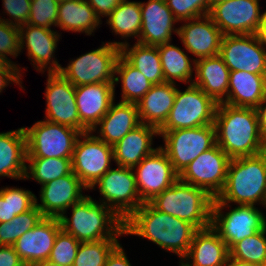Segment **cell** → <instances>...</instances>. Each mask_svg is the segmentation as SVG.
<instances>
[{
  "label": "cell",
  "mask_w": 266,
  "mask_h": 266,
  "mask_svg": "<svg viewBox=\"0 0 266 266\" xmlns=\"http://www.w3.org/2000/svg\"><path fill=\"white\" fill-rule=\"evenodd\" d=\"M214 127L216 144L231 159L266 151L256 108L218 103Z\"/></svg>",
  "instance_id": "obj_1"
},
{
  "label": "cell",
  "mask_w": 266,
  "mask_h": 266,
  "mask_svg": "<svg viewBox=\"0 0 266 266\" xmlns=\"http://www.w3.org/2000/svg\"><path fill=\"white\" fill-rule=\"evenodd\" d=\"M197 230L190 222L160 212L149 202L143 203L124 221L126 235L146 238L178 255L180 261L187 255Z\"/></svg>",
  "instance_id": "obj_2"
},
{
  "label": "cell",
  "mask_w": 266,
  "mask_h": 266,
  "mask_svg": "<svg viewBox=\"0 0 266 266\" xmlns=\"http://www.w3.org/2000/svg\"><path fill=\"white\" fill-rule=\"evenodd\" d=\"M231 202L254 206L259 202L266 207V151L230 160L224 189L212 207L231 208Z\"/></svg>",
  "instance_id": "obj_3"
},
{
  "label": "cell",
  "mask_w": 266,
  "mask_h": 266,
  "mask_svg": "<svg viewBox=\"0 0 266 266\" xmlns=\"http://www.w3.org/2000/svg\"><path fill=\"white\" fill-rule=\"evenodd\" d=\"M72 216L63 214L61 229L80 243L117 239L125 235L124 221L109 207L85 195L72 207Z\"/></svg>",
  "instance_id": "obj_4"
},
{
  "label": "cell",
  "mask_w": 266,
  "mask_h": 266,
  "mask_svg": "<svg viewBox=\"0 0 266 266\" xmlns=\"http://www.w3.org/2000/svg\"><path fill=\"white\" fill-rule=\"evenodd\" d=\"M213 199L204 189L178 179L149 203L160 212L204 229L211 226Z\"/></svg>",
  "instance_id": "obj_5"
},
{
  "label": "cell",
  "mask_w": 266,
  "mask_h": 266,
  "mask_svg": "<svg viewBox=\"0 0 266 266\" xmlns=\"http://www.w3.org/2000/svg\"><path fill=\"white\" fill-rule=\"evenodd\" d=\"M99 48L72 59L59 73L75 87L93 83H114L119 42L102 43Z\"/></svg>",
  "instance_id": "obj_6"
},
{
  "label": "cell",
  "mask_w": 266,
  "mask_h": 266,
  "mask_svg": "<svg viewBox=\"0 0 266 266\" xmlns=\"http://www.w3.org/2000/svg\"><path fill=\"white\" fill-rule=\"evenodd\" d=\"M218 103L198 86L189 84L185 91L177 88L175 102L168 119L159 131L214 125Z\"/></svg>",
  "instance_id": "obj_7"
},
{
  "label": "cell",
  "mask_w": 266,
  "mask_h": 266,
  "mask_svg": "<svg viewBox=\"0 0 266 266\" xmlns=\"http://www.w3.org/2000/svg\"><path fill=\"white\" fill-rule=\"evenodd\" d=\"M23 128L27 158H72L76 140L81 134L77 129L46 120Z\"/></svg>",
  "instance_id": "obj_8"
},
{
  "label": "cell",
  "mask_w": 266,
  "mask_h": 266,
  "mask_svg": "<svg viewBox=\"0 0 266 266\" xmlns=\"http://www.w3.org/2000/svg\"><path fill=\"white\" fill-rule=\"evenodd\" d=\"M159 136L163 137L165 142L164 147L160 146V148L167 154L178 174L201 153L216 144L214 125L159 131Z\"/></svg>",
  "instance_id": "obj_9"
},
{
  "label": "cell",
  "mask_w": 266,
  "mask_h": 266,
  "mask_svg": "<svg viewBox=\"0 0 266 266\" xmlns=\"http://www.w3.org/2000/svg\"><path fill=\"white\" fill-rule=\"evenodd\" d=\"M92 133L88 131L79 135L71 159L72 172L89 190L111 168V160H114L113 146Z\"/></svg>",
  "instance_id": "obj_10"
},
{
  "label": "cell",
  "mask_w": 266,
  "mask_h": 266,
  "mask_svg": "<svg viewBox=\"0 0 266 266\" xmlns=\"http://www.w3.org/2000/svg\"><path fill=\"white\" fill-rule=\"evenodd\" d=\"M98 186L100 203L111 208L125 221L144 202L140 199L133 168H110L91 188Z\"/></svg>",
  "instance_id": "obj_11"
},
{
  "label": "cell",
  "mask_w": 266,
  "mask_h": 266,
  "mask_svg": "<svg viewBox=\"0 0 266 266\" xmlns=\"http://www.w3.org/2000/svg\"><path fill=\"white\" fill-rule=\"evenodd\" d=\"M223 207H212L211 227L218 233L230 250L236 243L266 228L264 213L254 205H237L229 212Z\"/></svg>",
  "instance_id": "obj_12"
},
{
  "label": "cell",
  "mask_w": 266,
  "mask_h": 266,
  "mask_svg": "<svg viewBox=\"0 0 266 266\" xmlns=\"http://www.w3.org/2000/svg\"><path fill=\"white\" fill-rule=\"evenodd\" d=\"M231 158L215 144L201 153L180 174L183 182L204 189L210 196H217L224 189Z\"/></svg>",
  "instance_id": "obj_13"
},
{
  "label": "cell",
  "mask_w": 266,
  "mask_h": 266,
  "mask_svg": "<svg viewBox=\"0 0 266 266\" xmlns=\"http://www.w3.org/2000/svg\"><path fill=\"white\" fill-rule=\"evenodd\" d=\"M219 56L230 71L266 75V47L256 34L223 36Z\"/></svg>",
  "instance_id": "obj_14"
},
{
  "label": "cell",
  "mask_w": 266,
  "mask_h": 266,
  "mask_svg": "<svg viewBox=\"0 0 266 266\" xmlns=\"http://www.w3.org/2000/svg\"><path fill=\"white\" fill-rule=\"evenodd\" d=\"M260 0H225L210 8L209 16L223 35L256 34L263 20Z\"/></svg>",
  "instance_id": "obj_15"
},
{
  "label": "cell",
  "mask_w": 266,
  "mask_h": 266,
  "mask_svg": "<svg viewBox=\"0 0 266 266\" xmlns=\"http://www.w3.org/2000/svg\"><path fill=\"white\" fill-rule=\"evenodd\" d=\"M47 76L45 120L77 129L81 133L88 132L78 116L75 86L59 72H48Z\"/></svg>",
  "instance_id": "obj_16"
},
{
  "label": "cell",
  "mask_w": 266,
  "mask_h": 266,
  "mask_svg": "<svg viewBox=\"0 0 266 266\" xmlns=\"http://www.w3.org/2000/svg\"><path fill=\"white\" fill-rule=\"evenodd\" d=\"M133 171L138 194L144 203L151 201L179 179V174L160 146L134 167Z\"/></svg>",
  "instance_id": "obj_17"
},
{
  "label": "cell",
  "mask_w": 266,
  "mask_h": 266,
  "mask_svg": "<svg viewBox=\"0 0 266 266\" xmlns=\"http://www.w3.org/2000/svg\"><path fill=\"white\" fill-rule=\"evenodd\" d=\"M83 189L87 190L80 179L71 172L69 175L42 185L40 190L41 204L35 197V205L44 217L60 218L67 209L84 197Z\"/></svg>",
  "instance_id": "obj_18"
},
{
  "label": "cell",
  "mask_w": 266,
  "mask_h": 266,
  "mask_svg": "<svg viewBox=\"0 0 266 266\" xmlns=\"http://www.w3.org/2000/svg\"><path fill=\"white\" fill-rule=\"evenodd\" d=\"M185 22L178 27V36L185 50L197 57L194 61L219 55L224 35L209 15Z\"/></svg>",
  "instance_id": "obj_19"
},
{
  "label": "cell",
  "mask_w": 266,
  "mask_h": 266,
  "mask_svg": "<svg viewBox=\"0 0 266 266\" xmlns=\"http://www.w3.org/2000/svg\"><path fill=\"white\" fill-rule=\"evenodd\" d=\"M61 230L59 218L44 217L14 243L15 252L25 266L48 260L57 234Z\"/></svg>",
  "instance_id": "obj_20"
},
{
  "label": "cell",
  "mask_w": 266,
  "mask_h": 266,
  "mask_svg": "<svg viewBox=\"0 0 266 266\" xmlns=\"http://www.w3.org/2000/svg\"><path fill=\"white\" fill-rule=\"evenodd\" d=\"M19 31L20 50L26 46L27 56L33 62L34 68L39 72H45L48 67L47 72L49 73L59 72L62 66L54 57V52L60 38L59 33L51 29L29 24L20 26Z\"/></svg>",
  "instance_id": "obj_21"
},
{
  "label": "cell",
  "mask_w": 266,
  "mask_h": 266,
  "mask_svg": "<svg viewBox=\"0 0 266 266\" xmlns=\"http://www.w3.org/2000/svg\"><path fill=\"white\" fill-rule=\"evenodd\" d=\"M142 25L138 43L158 46L169 43L172 33L178 35V28L174 29V23L178 22L165 0H149L140 2Z\"/></svg>",
  "instance_id": "obj_22"
},
{
  "label": "cell",
  "mask_w": 266,
  "mask_h": 266,
  "mask_svg": "<svg viewBox=\"0 0 266 266\" xmlns=\"http://www.w3.org/2000/svg\"><path fill=\"white\" fill-rule=\"evenodd\" d=\"M114 98V83H93L75 87V99L81 123L92 131L108 112Z\"/></svg>",
  "instance_id": "obj_23"
},
{
  "label": "cell",
  "mask_w": 266,
  "mask_h": 266,
  "mask_svg": "<svg viewBox=\"0 0 266 266\" xmlns=\"http://www.w3.org/2000/svg\"><path fill=\"white\" fill-rule=\"evenodd\" d=\"M229 255L227 244L209 226L195 232L187 255L179 263L183 266H224Z\"/></svg>",
  "instance_id": "obj_24"
},
{
  "label": "cell",
  "mask_w": 266,
  "mask_h": 266,
  "mask_svg": "<svg viewBox=\"0 0 266 266\" xmlns=\"http://www.w3.org/2000/svg\"><path fill=\"white\" fill-rule=\"evenodd\" d=\"M159 135L156 127L140 124L113 146L117 166L134 168L157 148H152L153 137Z\"/></svg>",
  "instance_id": "obj_25"
},
{
  "label": "cell",
  "mask_w": 266,
  "mask_h": 266,
  "mask_svg": "<svg viewBox=\"0 0 266 266\" xmlns=\"http://www.w3.org/2000/svg\"><path fill=\"white\" fill-rule=\"evenodd\" d=\"M140 124L136 103L120 101L115 104L113 101L108 112L102 117L97 126L93 128L92 132L100 129L97 137L106 144L114 146L127 133L134 130Z\"/></svg>",
  "instance_id": "obj_26"
},
{
  "label": "cell",
  "mask_w": 266,
  "mask_h": 266,
  "mask_svg": "<svg viewBox=\"0 0 266 266\" xmlns=\"http://www.w3.org/2000/svg\"><path fill=\"white\" fill-rule=\"evenodd\" d=\"M176 83L153 85L137 103L140 123L156 127L164 125L175 102Z\"/></svg>",
  "instance_id": "obj_27"
},
{
  "label": "cell",
  "mask_w": 266,
  "mask_h": 266,
  "mask_svg": "<svg viewBox=\"0 0 266 266\" xmlns=\"http://www.w3.org/2000/svg\"><path fill=\"white\" fill-rule=\"evenodd\" d=\"M194 68L193 84L217 103H222L228 96L230 74L223 59L219 55L198 59L195 60Z\"/></svg>",
  "instance_id": "obj_28"
},
{
  "label": "cell",
  "mask_w": 266,
  "mask_h": 266,
  "mask_svg": "<svg viewBox=\"0 0 266 266\" xmlns=\"http://www.w3.org/2000/svg\"><path fill=\"white\" fill-rule=\"evenodd\" d=\"M266 94V75L230 71L228 96L222 102L236 107L257 108Z\"/></svg>",
  "instance_id": "obj_29"
},
{
  "label": "cell",
  "mask_w": 266,
  "mask_h": 266,
  "mask_svg": "<svg viewBox=\"0 0 266 266\" xmlns=\"http://www.w3.org/2000/svg\"><path fill=\"white\" fill-rule=\"evenodd\" d=\"M26 158V134L23 127L0 133V177L23 180Z\"/></svg>",
  "instance_id": "obj_30"
},
{
  "label": "cell",
  "mask_w": 266,
  "mask_h": 266,
  "mask_svg": "<svg viewBox=\"0 0 266 266\" xmlns=\"http://www.w3.org/2000/svg\"><path fill=\"white\" fill-rule=\"evenodd\" d=\"M101 22L86 0H65L58 5L56 26L63 31L91 35Z\"/></svg>",
  "instance_id": "obj_31"
},
{
  "label": "cell",
  "mask_w": 266,
  "mask_h": 266,
  "mask_svg": "<svg viewBox=\"0 0 266 266\" xmlns=\"http://www.w3.org/2000/svg\"><path fill=\"white\" fill-rule=\"evenodd\" d=\"M119 47L120 54L153 85L165 82L157 46L136 42L129 48L128 42H119Z\"/></svg>",
  "instance_id": "obj_32"
},
{
  "label": "cell",
  "mask_w": 266,
  "mask_h": 266,
  "mask_svg": "<svg viewBox=\"0 0 266 266\" xmlns=\"http://www.w3.org/2000/svg\"><path fill=\"white\" fill-rule=\"evenodd\" d=\"M170 43L157 46L165 82L175 83L174 80H178L193 84L192 75L195 68L192 67L195 66V61L192 60V64L190 57L181 48Z\"/></svg>",
  "instance_id": "obj_33"
},
{
  "label": "cell",
  "mask_w": 266,
  "mask_h": 266,
  "mask_svg": "<svg viewBox=\"0 0 266 266\" xmlns=\"http://www.w3.org/2000/svg\"><path fill=\"white\" fill-rule=\"evenodd\" d=\"M114 84L122 83L121 102L138 103L153 84L121 54L115 64ZM120 80V81H119Z\"/></svg>",
  "instance_id": "obj_34"
},
{
  "label": "cell",
  "mask_w": 266,
  "mask_h": 266,
  "mask_svg": "<svg viewBox=\"0 0 266 266\" xmlns=\"http://www.w3.org/2000/svg\"><path fill=\"white\" fill-rule=\"evenodd\" d=\"M106 23L121 38L136 37L138 42L142 25L140 2L123 0L108 16Z\"/></svg>",
  "instance_id": "obj_35"
},
{
  "label": "cell",
  "mask_w": 266,
  "mask_h": 266,
  "mask_svg": "<svg viewBox=\"0 0 266 266\" xmlns=\"http://www.w3.org/2000/svg\"><path fill=\"white\" fill-rule=\"evenodd\" d=\"M72 158H26L24 180H36L41 186L72 172ZM29 171V172H28Z\"/></svg>",
  "instance_id": "obj_36"
},
{
  "label": "cell",
  "mask_w": 266,
  "mask_h": 266,
  "mask_svg": "<svg viewBox=\"0 0 266 266\" xmlns=\"http://www.w3.org/2000/svg\"><path fill=\"white\" fill-rule=\"evenodd\" d=\"M35 194L23 188L0 189V223L10 222L16 215L30 210L35 205Z\"/></svg>",
  "instance_id": "obj_37"
},
{
  "label": "cell",
  "mask_w": 266,
  "mask_h": 266,
  "mask_svg": "<svg viewBox=\"0 0 266 266\" xmlns=\"http://www.w3.org/2000/svg\"><path fill=\"white\" fill-rule=\"evenodd\" d=\"M44 218L34 205L30 210L16 215L10 222L0 223V246H13L27 231L35 227Z\"/></svg>",
  "instance_id": "obj_38"
},
{
  "label": "cell",
  "mask_w": 266,
  "mask_h": 266,
  "mask_svg": "<svg viewBox=\"0 0 266 266\" xmlns=\"http://www.w3.org/2000/svg\"><path fill=\"white\" fill-rule=\"evenodd\" d=\"M119 244L118 239L82 242L73 266H104L108 256Z\"/></svg>",
  "instance_id": "obj_39"
},
{
  "label": "cell",
  "mask_w": 266,
  "mask_h": 266,
  "mask_svg": "<svg viewBox=\"0 0 266 266\" xmlns=\"http://www.w3.org/2000/svg\"><path fill=\"white\" fill-rule=\"evenodd\" d=\"M266 228L236 243L230 256L244 262L266 266Z\"/></svg>",
  "instance_id": "obj_40"
},
{
  "label": "cell",
  "mask_w": 266,
  "mask_h": 266,
  "mask_svg": "<svg viewBox=\"0 0 266 266\" xmlns=\"http://www.w3.org/2000/svg\"><path fill=\"white\" fill-rule=\"evenodd\" d=\"M80 242L61 230L55 239L48 260L60 266H73Z\"/></svg>",
  "instance_id": "obj_41"
},
{
  "label": "cell",
  "mask_w": 266,
  "mask_h": 266,
  "mask_svg": "<svg viewBox=\"0 0 266 266\" xmlns=\"http://www.w3.org/2000/svg\"><path fill=\"white\" fill-rule=\"evenodd\" d=\"M58 5L55 0H31V10L27 24L51 29L56 27Z\"/></svg>",
  "instance_id": "obj_42"
},
{
  "label": "cell",
  "mask_w": 266,
  "mask_h": 266,
  "mask_svg": "<svg viewBox=\"0 0 266 266\" xmlns=\"http://www.w3.org/2000/svg\"><path fill=\"white\" fill-rule=\"evenodd\" d=\"M165 2L178 22L205 16L210 12L206 0H165Z\"/></svg>",
  "instance_id": "obj_43"
},
{
  "label": "cell",
  "mask_w": 266,
  "mask_h": 266,
  "mask_svg": "<svg viewBox=\"0 0 266 266\" xmlns=\"http://www.w3.org/2000/svg\"><path fill=\"white\" fill-rule=\"evenodd\" d=\"M20 52L19 27L0 20V54L16 58Z\"/></svg>",
  "instance_id": "obj_44"
},
{
  "label": "cell",
  "mask_w": 266,
  "mask_h": 266,
  "mask_svg": "<svg viewBox=\"0 0 266 266\" xmlns=\"http://www.w3.org/2000/svg\"><path fill=\"white\" fill-rule=\"evenodd\" d=\"M2 2L4 10L6 11L5 13L12 19L0 18L1 21H5L17 27L27 24L31 10V0H3Z\"/></svg>",
  "instance_id": "obj_45"
},
{
  "label": "cell",
  "mask_w": 266,
  "mask_h": 266,
  "mask_svg": "<svg viewBox=\"0 0 266 266\" xmlns=\"http://www.w3.org/2000/svg\"><path fill=\"white\" fill-rule=\"evenodd\" d=\"M88 4L94 9L97 16L108 17L111 12L123 1V0H86ZM101 16V17H100Z\"/></svg>",
  "instance_id": "obj_46"
},
{
  "label": "cell",
  "mask_w": 266,
  "mask_h": 266,
  "mask_svg": "<svg viewBox=\"0 0 266 266\" xmlns=\"http://www.w3.org/2000/svg\"><path fill=\"white\" fill-rule=\"evenodd\" d=\"M0 266H25L13 246H0Z\"/></svg>",
  "instance_id": "obj_47"
},
{
  "label": "cell",
  "mask_w": 266,
  "mask_h": 266,
  "mask_svg": "<svg viewBox=\"0 0 266 266\" xmlns=\"http://www.w3.org/2000/svg\"><path fill=\"white\" fill-rule=\"evenodd\" d=\"M104 266H132L123 250V247L119 244L112 253L108 256L106 264Z\"/></svg>",
  "instance_id": "obj_48"
},
{
  "label": "cell",
  "mask_w": 266,
  "mask_h": 266,
  "mask_svg": "<svg viewBox=\"0 0 266 266\" xmlns=\"http://www.w3.org/2000/svg\"><path fill=\"white\" fill-rule=\"evenodd\" d=\"M21 77L22 75L20 71H0V93L12 81L23 88L21 84Z\"/></svg>",
  "instance_id": "obj_49"
},
{
  "label": "cell",
  "mask_w": 266,
  "mask_h": 266,
  "mask_svg": "<svg viewBox=\"0 0 266 266\" xmlns=\"http://www.w3.org/2000/svg\"><path fill=\"white\" fill-rule=\"evenodd\" d=\"M256 109L258 112L261 133L266 142V94L264 99Z\"/></svg>",
  "instance_id": "obj_50"
},
{
  "label": "cell",
  "mask_w": 266,
  "mask_h": 266,
  "mask_svg": "<svg viewBox=\"0 0 266 266\" xmlns=\"http://www.w3.org/2000/svg\"><path fill=\"white\" fill-rule=\"evenodd\" d=\"M17 65L8 57L0 54V71H21Z\"/></svg>",
  "instance_id": "obj_51"
},
{
  "label": "cell",
  "mask_w": 266,
  "mask_h": 266,
  "mask_svg": "<svg viewBox=\"0 0 266 266\" xmlns=\"http://www.w3.org/2000/svg\"><path fill=\"white\" fill-rule=\"evenodd\" d=\"M256 35L260 43L266 47V11L263 13V20Z\"/></svg>",
  "instance_id": "obj_52"
},
{
  "label": "cell",
  "mask_w": 266,
  "mask_h": 266,
  "mask_svg": "<svg viewBox=\"0 0 266 266\" xmlns=\"http://www.w3.org/2000/svg\"><path fill=\"white\" fill-rule=\"evenodd\" d=\"M224 266H262L256 263L244 262L237 260L229 255L226 264Z\"/></svg>",
  "instance_id": "obj_53"
},
{
  "label": "cell",
  "mask_w": 266,
  "mask_h": 266,
  "mask_svg": "<svg viewBox=\"0 0 266 266\" xmlns=\"http://www.w3.org/2000/svg\"><path fill=\"white\" fill-rule=\"evenodd\" d=\"M32 266H60V265H57L56 263H53L50 260H45L42 262L35 263Z\"/></svg>",
  "instance_id": "obj_54"
},
{
  "label": "cell",
  "mask_w": 266,
  "mask_h": 266,
  "mask_svg": "<svg viewBox=\"0 0 266 266\" xmlns=\"http://www.w3.org/2000/svg\"><path fill=\"white\" fill-rule=\"evenodd\" d=\"M206 1H207L208 5H209L210 8H211L213 5H215V4H217V3H220V2H223V1H225V0H206Z\"/></svg>",
  "instance_id": "obj_55"
},
{
  "label": "cell",
  "mask_w": 266,
  "mask_h": 266,
  "mask_svg": "<svg viewBox=\"0 0 266 266\" xmlns=\"http://www.w3.org/2000/svg\"><path fill=\"white\" fill-rule=\"evenodd\" d=\"M55 1L58 3H61L62 1H65V0H55Z\"/></svg>",
  "instance_id": "obj_56"
}]
</instances>
